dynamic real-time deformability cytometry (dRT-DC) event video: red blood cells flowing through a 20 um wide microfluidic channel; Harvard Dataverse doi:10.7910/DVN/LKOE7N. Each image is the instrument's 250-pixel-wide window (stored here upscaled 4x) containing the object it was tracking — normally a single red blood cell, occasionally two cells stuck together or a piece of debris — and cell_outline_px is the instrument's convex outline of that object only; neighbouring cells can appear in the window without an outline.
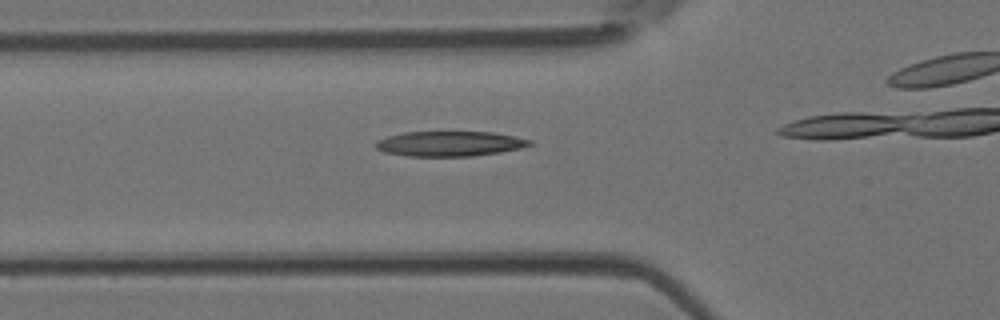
{"species": "Egyptian fruit bat (a non-hibernating species)", "species_latin": "Rousettus aegyptiacus", "temperature_condition": "room temperature", "stored_images_in_passage": 11, "camera_frame_rate_fps": 3000, "um_per_image_px": 0.085, "animal": {"sex": "female"}, "frame": {"image": 1, "passage_image": 7, "time_ms": 2.0, "image_size_px": [1000, 320], "cell_outline_px": [[532, 144], [520, 148], [500, 152], [472, 156], [408, 156], [384, 152], [376, 148], [376, 140], [388, 136], [404, 132], [492, 132], [516, 136], [532, 140]], "centroid_in_image_um": [38.23, 12.21], "position_along_channel_um": 87.6, "area_um2": 22.43}}
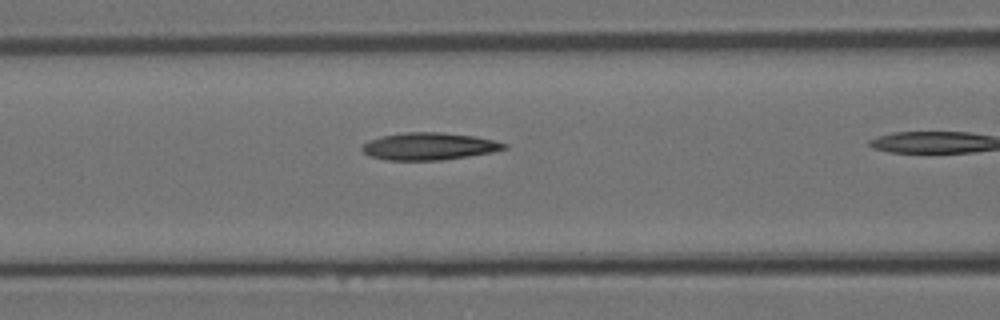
{"frame": {"image": 2, "passage_image": 10, "time_ms": 3.0, "image_size_px": [1000, 320], "cell_outline_px": [[508, 148], [492, 152], [468, 156], [440, 160], [384, 160], [372, 156], [364, 152], [360, 148], [368, 140], [384, 136], [404, 132], [440, 132], [476, 136], [508, 144]], "centroid_in_image_um": [36.48, 12.43], "position_along_channel_um": 130.1, "area_um2": 22.48}}